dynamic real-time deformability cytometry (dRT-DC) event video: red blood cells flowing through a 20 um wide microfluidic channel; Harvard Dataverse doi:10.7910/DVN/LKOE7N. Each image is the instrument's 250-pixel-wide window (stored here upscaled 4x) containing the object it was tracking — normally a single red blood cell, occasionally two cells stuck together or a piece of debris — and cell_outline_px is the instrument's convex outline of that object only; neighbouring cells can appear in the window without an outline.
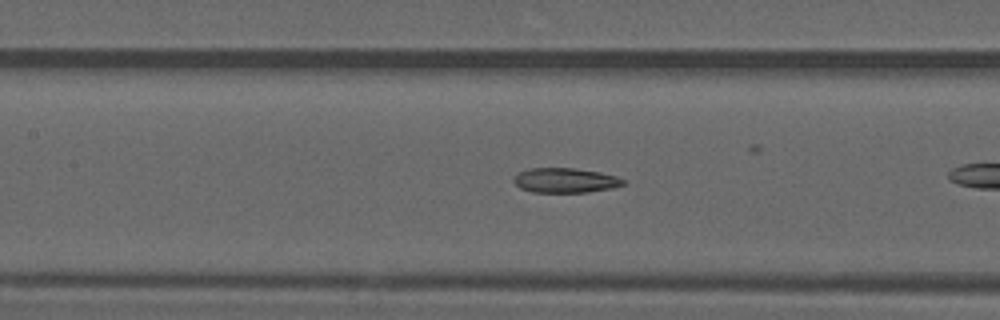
{"species": "common noctule bat (a hibernating species)", "species_latin": "Nyctalus noctula", "temperature_condition": "warm", "stored_images_in_passage": 24, "camera_frame_rate_fps": 3000, "um_per_image_px": 0.085, "animal": {"sex": "male", "forearm_length_mm": 52.5}, "frame": {"image": 1, "passage_image": 8, "time_ms": 2.333, "image_size_px": [1000, 320], "cell_outline_px": [[624, 184], [612, 188], [588, 192], [532, 192], [520, 188], [512, 180], [516, 172], [528, 168], [576, 168], [600, 172], [616, 176], [624, 180]], "centroid_in_image_um": [48.0, 15.32], "position_along_channel_um": 159.4, "area_um2": 15.9}}
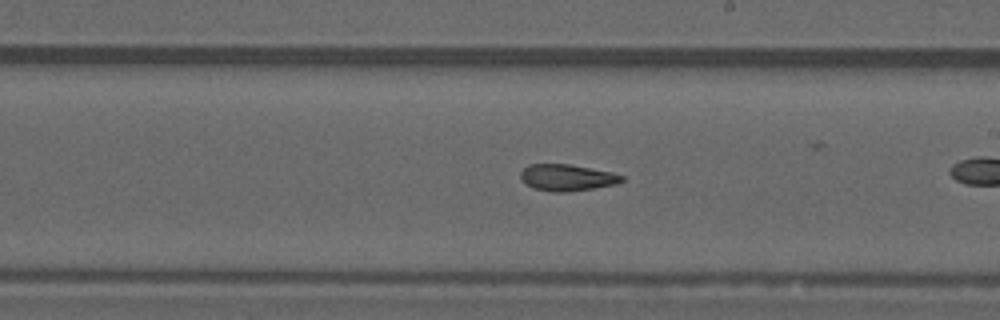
{"frame": {"image": 2, "passage_image": 14, "time_ms": 4.333, "image_size_px": [1000, 320], "cell_outline_px": [[624, 180], [616, 184], [568, 192], [556, 192], [532, 188], [520, 176], [520, 172], [528, 164], [568, 164], [612, 172], [624, 176]], "centroid_in_image_um": [48.2, 15.09], "position_along_channel_um": 240.8, "area_um2": 15.49}}
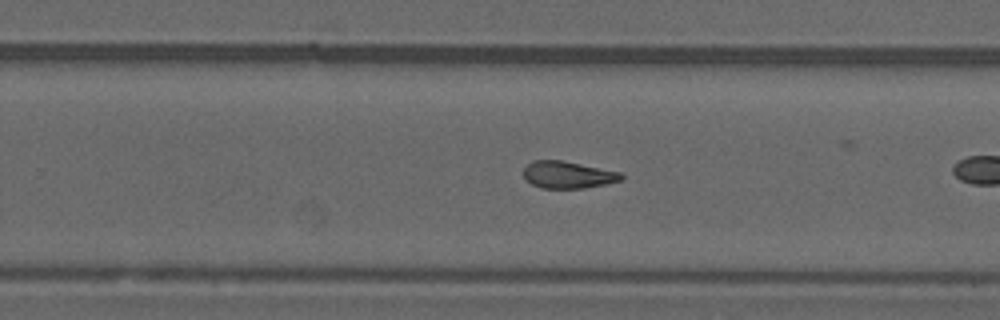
{"frame": {"image": 3, "passage_image": 17, "time_ms": 5.333, "image_size_px": [1000, 320], "cell_outline_px": [[624, 176], [620, 180], [604, 184], [584, 188], [540, 188], [532, 184], [524, 176], [524, 168], [532, 160], [564, 160], [620, 172]], "centroid_in_image_um": [48.26, 14.85], "position_along_channel_um": 281.5, "area_um2": 15.32}}